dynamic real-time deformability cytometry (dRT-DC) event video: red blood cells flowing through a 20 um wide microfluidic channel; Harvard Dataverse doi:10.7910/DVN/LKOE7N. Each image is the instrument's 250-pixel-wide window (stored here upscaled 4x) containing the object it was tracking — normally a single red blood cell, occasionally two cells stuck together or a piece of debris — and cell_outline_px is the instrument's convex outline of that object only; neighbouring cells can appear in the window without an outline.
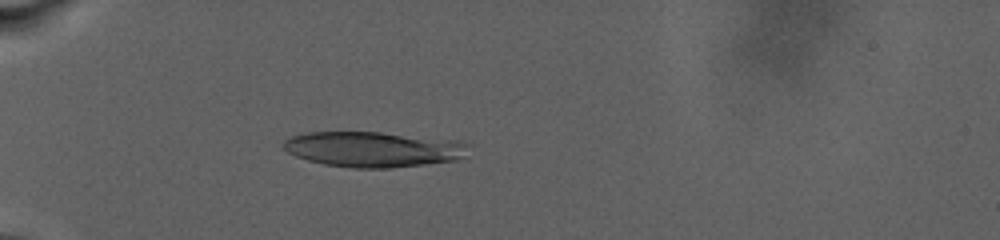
{"species": "human", "species_latin": "Homo sapiens", "temperature_condition": "warm", "stored_images_in_passage": 7, "camera_frame_rate_fps": 3000, "um_per_image_px": 0.085, "donor": {"sex": "male"}, "frame": {"image": 1, "passage_image": 3, "time_ms": 0.333, "image_size_px": [1000, 240], "cell_outline_px": [[468, 144], [464, 156], [456, 160], [424, 164], [388, 168], [352, 168], [324, 164], [308, 160], [296, 156], [288, 152], [280, 144], [288, 136], [308, 132], [380, 132], [456, 140]], "centroid_in_image_um": [31.66, 12.68], "position_along_channel_um": 53.3, "area_um2": 38.15}}